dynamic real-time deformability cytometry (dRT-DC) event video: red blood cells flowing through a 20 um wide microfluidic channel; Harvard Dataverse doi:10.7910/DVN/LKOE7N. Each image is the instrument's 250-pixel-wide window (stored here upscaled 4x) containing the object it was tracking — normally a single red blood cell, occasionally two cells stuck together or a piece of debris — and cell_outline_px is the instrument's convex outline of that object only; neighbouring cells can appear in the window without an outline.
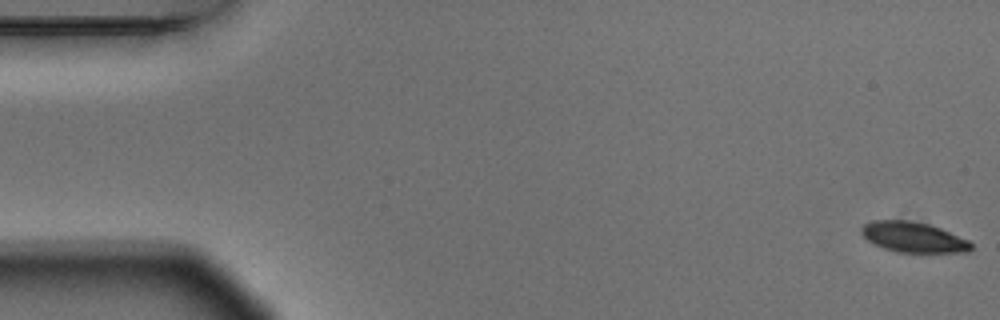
{"species": "Egyptian fruit bat (a non-hibernating species)", "species_latin": "Rousettus aegyptiacus", "temperature_condition": "warm", "stored_images_in_passage": 5, "camera_frame_rate_fps": 3000, "um_per_image_px": 0.085, "animal": {"sex": "male"}, "frame": {"image": 1, "passage_image": 1, "time_ms": 0.0, "image_size_px": [1000, 320], "cell_outline_px": [[972, 248], [968, 252], [896, 252], [872, 244], [860, 232], [860, 228], [864, 224], [872, 220], [912, 220], [928, 224], [940, 228], [968, 240], [972, 244]], "centroid_in_image_um": [77.6, 20.15], "position_along_channel_um": 7.4, "area_um2": 19.42}}
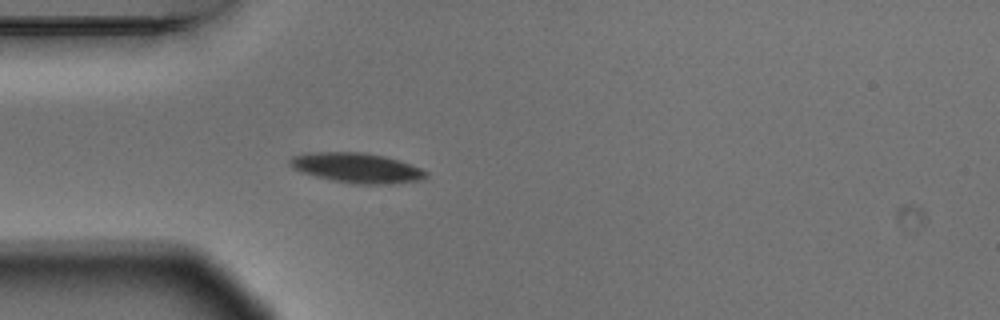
{"frame": {"image": 2, "passage_image": 5, "time_ms": 1.333, "image_size_px": [1000, 320], "cell_outline_px": [[428, 176], [424, 180], [396, 184], [352, 184], [332, 180], [316, 176], [292, 168], [288, 164], [288, 160], [292, 156], [308, 152], [360, 152], [384, 156], [420, 168], [428, 172]], "centroid_in_image_um": [30.33, 14.28], "position_along_channel_um": 54.7, "area_um2": 23.81}}